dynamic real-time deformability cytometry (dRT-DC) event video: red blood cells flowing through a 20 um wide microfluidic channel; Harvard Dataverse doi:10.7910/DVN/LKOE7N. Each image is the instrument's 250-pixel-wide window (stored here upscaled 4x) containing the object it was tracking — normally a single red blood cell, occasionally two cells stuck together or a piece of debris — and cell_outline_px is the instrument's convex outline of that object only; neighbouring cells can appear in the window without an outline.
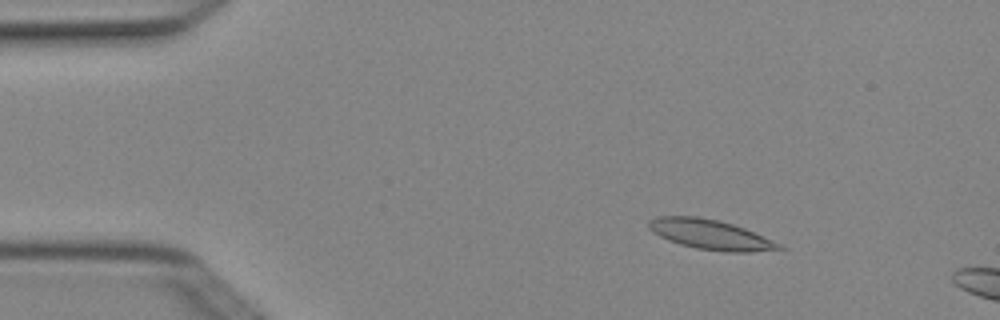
{"species": "Egyptian fruit bat (a non-hibernating species)", "species_latin": "Rousettus aegyptiacus", "temperature_condition": "cold", "stored_images_in_passage": 4, "camera_frame_rate_fps": 3000, "um_per_image_px": 0.085, "animal": {"sex": "female"}, "frame": {"image": 1, "passage_image": 2, "time_ms": 0.333, "image_size_px": [1000, 320], "cell_outline_px": [[788, 248], [752, 252], [724, 252], [696, 248], [680, 244], [668, 240], [652, 232], [648, 228], [648, 220], [656, 216], [696, 216], [720, 220], [744, 228], [772, 240]], "centroid_in_image_um": [60.36, 19.93], "position_along_channel_um": 24.6, "area_um2": 22.72}}